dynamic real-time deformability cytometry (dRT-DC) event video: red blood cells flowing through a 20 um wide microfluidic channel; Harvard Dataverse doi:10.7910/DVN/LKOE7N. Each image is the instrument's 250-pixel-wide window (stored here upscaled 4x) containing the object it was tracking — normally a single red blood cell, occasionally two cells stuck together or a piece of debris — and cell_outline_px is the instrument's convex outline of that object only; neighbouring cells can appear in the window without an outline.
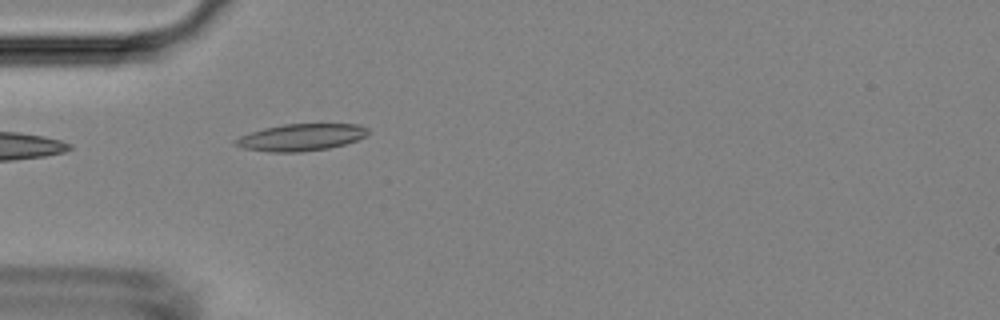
{"species": "Egyptian fruit bat (a non-hibernating species)", "species_latin": "Rousettus aegyptiacus", "temperature_condition": "room temperature", "stored_images_in_passage": 38, "camera_frame_rate_fps": 3000, "um_per_image_px": 0.085, "animal": {"sex": "female"}, "frame": {"image": 1, "passage_image": 1, "time_ms": 0.0, "image_size_px": [1000, 320], "cell_outline_px": [[368, 132], [364, 136], [356, 140], [344, 144], [328, 148], [300, 152], [268, 152], [244, 148], [232, 144], [232, 140], [240, 136], [264, 128], [284, 124], [360, 124], [368, 128]], "centroid_in_image_um": [25.55, 11.67], "position_along_channel_um": 59.5, "area_um2": 20.75}}
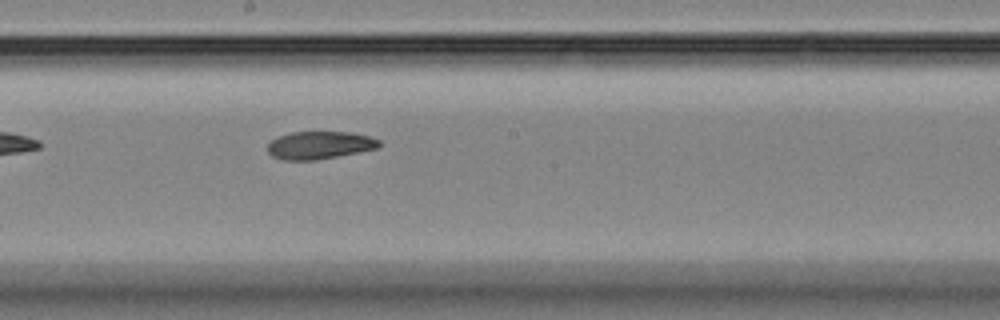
{"frame": {"image": 2, "passage_image": 14, "time_ms": 4.333, "image_size_px": [1000, 320], "cell_outline_px": [[380, 144], [376, 148], [316, 160], [284, 160], [272, 156], [268, 152], [268, 144], [276, 136], [292, 132], [352, 132], [368, 136], [380, 140]], "centroid_in_image_um": [27.12, 12.33], "position_along_channel_um": 221.1, "area_um2": 17.86}}
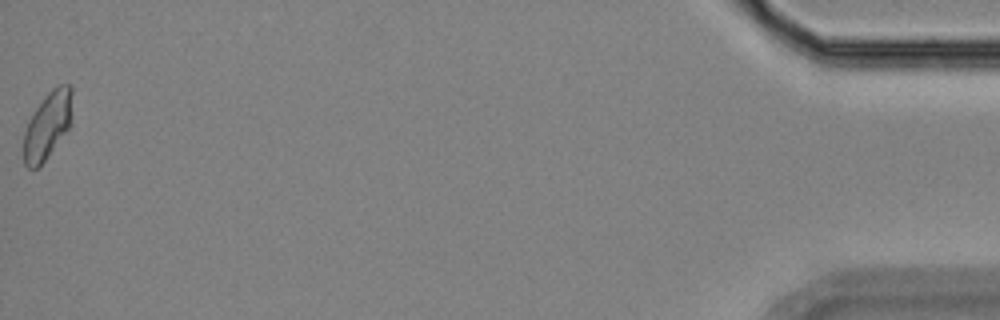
{"frame": {"image": 3, "passage_image": 38, "time_ms": 12.333, "image_size_px": [1000, 320], "cell_outline_px": [[72, 92], [68, 128], [44, 160], [36, 168], [28, 168], [24, 164], [24, 132], [32, 112], [44, 96], [56, 84], [72, 84]], "centroid_in_image_um": [4.01, 10.59], "position_along_channel_um": 431.2, "area_um2": 18.55}, "authors_computed_cell_mechanics": {"area_um2": 18.9006, "velocity_mm_per_s": 3.7926, "shape_relaxation_time_tau1_ms": null, "shape_relaxation_time_tau2_ms": 7.7414, "deformation_change_tau1": null, "deformation_change_tau2": 0.1374}}